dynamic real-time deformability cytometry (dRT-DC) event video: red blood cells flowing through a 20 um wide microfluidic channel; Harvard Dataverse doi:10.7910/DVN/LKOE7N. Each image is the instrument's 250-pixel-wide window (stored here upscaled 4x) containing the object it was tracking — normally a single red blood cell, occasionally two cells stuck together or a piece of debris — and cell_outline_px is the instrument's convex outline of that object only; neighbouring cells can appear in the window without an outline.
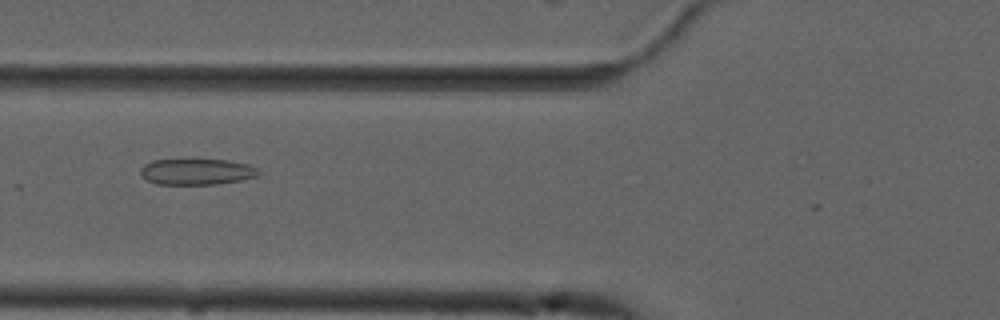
{"species": "common noctule bat (a hibernating species)", "species_latin": "Nyctalus noctula", "temperature_condition": "cold", "stored_images_in_passage": 39, "camera_frame_rate_fps": 3000, "um_per_image_px": 0.085, "animal": {"sex": "male", "forearm_length_mm": 52.5}, "frame": {"image": 1, "passage_image": 5, "time_ms": 1.333, "image_size_px": [1000, 320], "cell_outline_px": [[260, 172], [256, 176], [240, 180], [216, 184], [156, 184], [148, 180], [140, 172], [140, 168], [144, 164], [152, 160], [228, 160], [248, 164], [256, 168]], "centroid_in_image_um": [16.71, 14.59], "position_along_channel_um": 109.1, "area_um2": 17.69}}
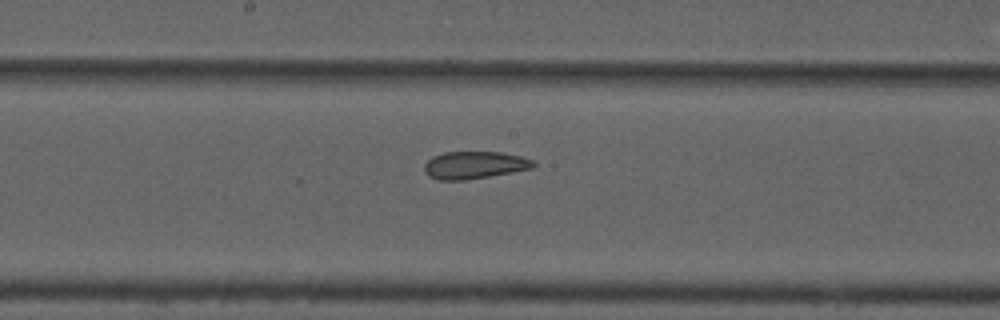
{"frame": {"image": 2, "passage_image": 13, "time_ms": 4.0, "image_size_px": [1000, 320], "cell_outline_px": [[536, 164], [532, 168], [488, 176], [464, 180], [440, 180], [428, 176], [424, 172], [424, 164], [432, 156], [444, 152], [500, 152], [520, 156], [532, 160]], "centroid_in_image_um": [40.27, 14.02], "position_along_channel_um": 207.9, "area_um2": 17.28}}
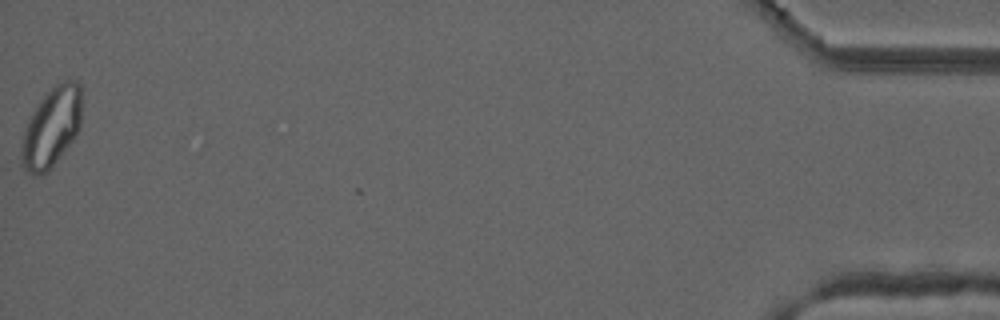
{"frame": {"image": 3, "passage_image": 39, "time_ms": 12.667, "image_size_px": [1000, 320], "cell_outline_px": [[84, 88], [80, 124], [76, 136], [52, 164], [40, 176], [32, 176], [20, 168], [20, 152], [24, 132], [36, 108], [44, 96], [56, 84], [64, 80], [76, 80]], "centroid_in_image_um": [4.41, 10.81], "position_along_channel_um": 430.8, "area_um2": 27.92}, "authors_computed_cell_mechanics": {"area_um2": 18.785, "velocity_mm_per_s": 3.6999, "shape_relaxation_time_tau1_ms": null, "shape_relaxation_time_tau2_ms": 1.8516, "deformation_change_tau1": null, "deformation_change_tau2": 0.0749}}